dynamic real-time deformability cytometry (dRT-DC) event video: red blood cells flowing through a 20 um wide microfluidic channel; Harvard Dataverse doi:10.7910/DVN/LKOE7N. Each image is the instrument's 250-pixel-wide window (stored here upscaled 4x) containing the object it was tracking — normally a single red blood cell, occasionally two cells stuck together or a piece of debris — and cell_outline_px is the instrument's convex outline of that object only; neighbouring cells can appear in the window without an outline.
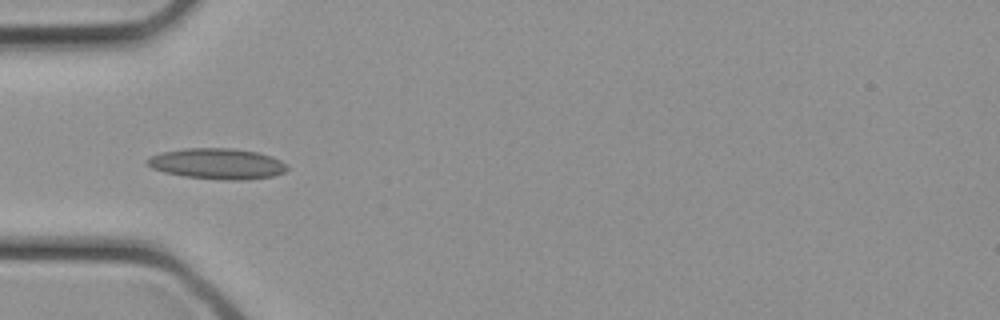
{"species": "common noctule bat (a hibernating species)", "species_latin": "Nyctalus noctula", "temperature_condition": "cold", "stored_images_in_passage": 31, "camera_frame_rate_fps": 3000, "um_per_image_px": 0.085, "animal": {"sex": "female", "body_mass_g": 21.9}, "frame": {"image": 1, "passage_image": 9, "time_ms": 2.667, "image_size_px": [1000, 320], "cell_outline_px": [[288, 168], [284, 172], [272, 176], [244, 180], [224, 180], [184, 176], [164, 172], [152, 168], [144, 160], [152, 156], [164, 152], [184, 148], [232, 148], [256, 152], [272, 156], [288, 164]], "centroid_in_image_um": [18.49, 13.92], "position_along_channel_um": 66.5, "area_um2": 25.03}}
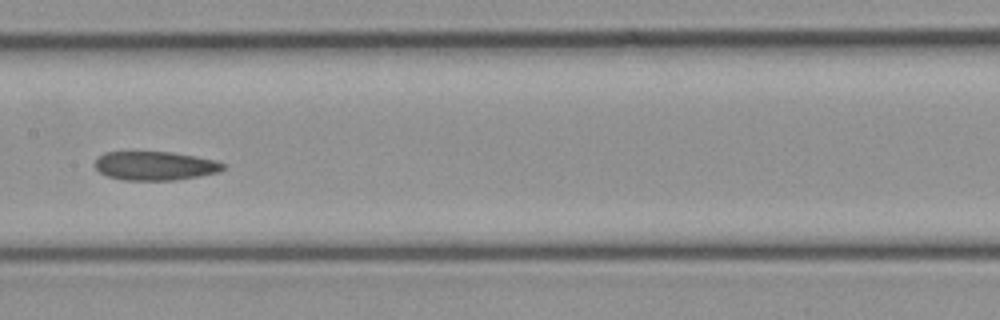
{"frame": {"image": 2, "passage_image": 15, "time_ms": 4.667, "image_size_px": [1000, 320], "cell_outline_px": [[228, 164], [220, 172], [172, 180], [124, 180], [108, 176], [100, 172], [96, 168], [96, 156], [104, 152], [172, 152], [196, 156], [216, 160]], "centroid_in_image_um": [13.2, 14.08], "position_along_channel_um": 194.2, "area_um2": 21.56}}
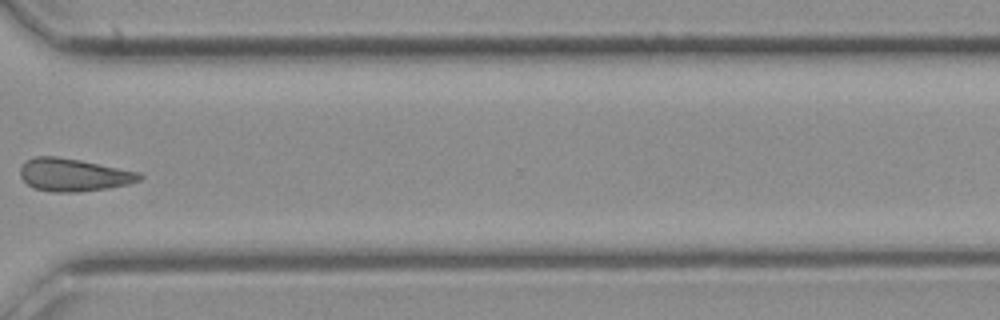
{"frame": {"image": 3, "passage_image": 23, "time_ms": 7.333, "image_size_px": [1000, 320], "cell_outline_px": [[144, 176], [140, 180], [128, 184], [104, 188], [76, 192], [52, 192], [36, 188], [28, 184], [20, 176], [20, 168], [24, 160], [32, 156], [56, 156], [80, 160], [140, 172]], "centroid_in_image_um": [6.23, 14.84], "position_along_channel_um": 364.4, "area_um2": 22.72}}